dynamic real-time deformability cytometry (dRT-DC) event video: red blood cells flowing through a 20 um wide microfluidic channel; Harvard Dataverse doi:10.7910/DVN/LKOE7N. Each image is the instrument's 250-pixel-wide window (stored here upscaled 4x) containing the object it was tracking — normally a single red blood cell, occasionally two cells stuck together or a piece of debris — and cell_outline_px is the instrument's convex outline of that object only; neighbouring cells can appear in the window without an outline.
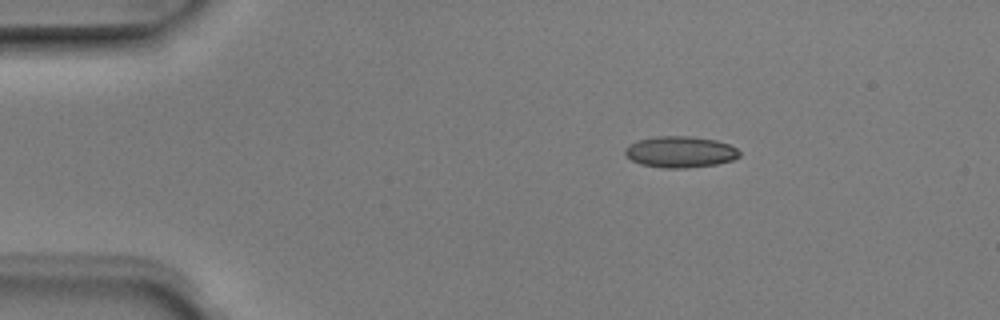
{"species": "Egyptian fruit bat (a non-hibernating species)", "species_latin": "Rousettus aegyptiacus", "temperature_condition": "room temperature", "stored_images_in_passage": 3, "camera_frame_rate_fps": 3000, "um_per_image_px": 0.085, "animal": {"sex": "male"}, "frame": {"image": 1, "passage_image": 1, "time_ms": 0.0, "image_size_px": [1000, 320], "cell_outline_px": [[740, 156], [732, 160], [716, 164], [688, 168], [660, 168], [640, 164], [632, 160], [624, 152], [624, 148], [628, 144], [636, 140], [656, 136], [692, 136], [716, 140], [728, 144], [736, 148], [740, 152]], "centroid_in_image_um": [57.79, 12.91], "position_along_channel_um": 27.2, "area_um2": 21.04}}
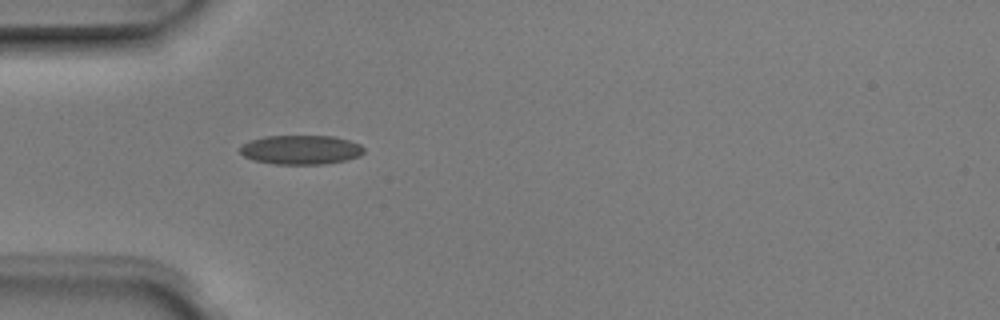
{"frame": {"image": 2, "passage_image": 3, "time_ms": 0.667, "image_size_px": [1000, 320], "cell_outline_px": [[364, 152], [360, 156], [344, 160], [324, 164], [276, 164], [252, 160], [244, 156], [240, 152], [240, 148], [244, 144], [252, 140], [264, 136], [332, 136], [348, 140], [360, 144], [364, 148]], "centroid_in_image_um": [25.58, 12.73], "position_along_channel_um": 59.4, "area_um2": 20.98}}